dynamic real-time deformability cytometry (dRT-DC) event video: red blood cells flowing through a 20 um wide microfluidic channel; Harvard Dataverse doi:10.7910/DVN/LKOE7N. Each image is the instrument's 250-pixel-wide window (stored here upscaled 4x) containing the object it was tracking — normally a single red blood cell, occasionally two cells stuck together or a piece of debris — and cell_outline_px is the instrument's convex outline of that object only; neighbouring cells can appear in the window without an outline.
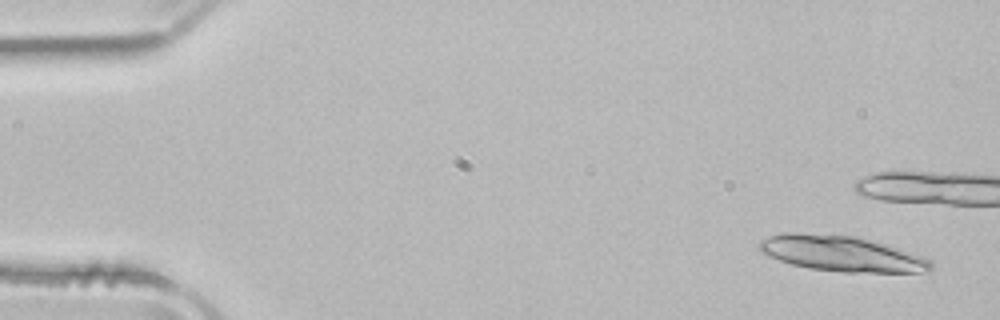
{"species": "common noctule bat (a hibernating species)", "species_latin": "Nyctalus noctula", "temperature_condition": "room temperature", "stored_images_in_passage": 15, "camera_frame_rate_fps": 3000, "um_per_image_px": 0.085, "animal": {"sex": "male", "body_mass_g": 21.5, "forearm_length_mm": 52.0}, "frame": {"image": 1, "passage_image": 3, "time_ms": 0.667, "image_size_px": [1000, 320], "cell_outline_px": [[932, 268], [920, 272], [844, 272], [808, 268], [792, 264], [768, 256], [760, 252], [756, 248], [760, 240], [768, 236], [780, 232], [796, 232], [856, 236], [924, 256], [932, 260]], "centroid_in_image_um": [71.46, 21.54], "position_along_channel_um": 13.5, "area_um2": 35.6}}